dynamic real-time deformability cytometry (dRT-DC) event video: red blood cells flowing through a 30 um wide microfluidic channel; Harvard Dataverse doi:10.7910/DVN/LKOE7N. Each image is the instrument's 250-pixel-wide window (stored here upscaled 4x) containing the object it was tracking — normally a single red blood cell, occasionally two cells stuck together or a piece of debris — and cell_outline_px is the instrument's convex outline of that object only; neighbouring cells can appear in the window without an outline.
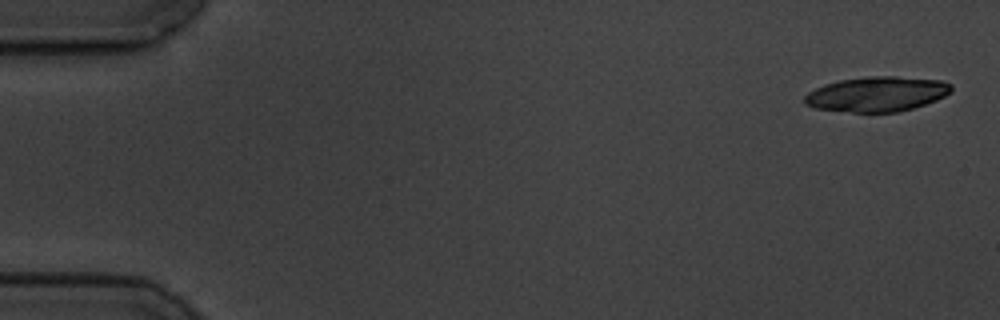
{"species": "common noctule bat (a hibernating species)", "species_latin": "Nyctalus noctula", "temperature_condition": "cold", "stored_images_in_passage": 5, "camera_frame_rate_fps": 3000, "um_per_image_px": 0.085, "animal": {"sex": "male", "body_mass_g": 19.5, "forearm_length_mm": 54.6}, "frame": {"image": 1, "passage_image": 1, "time_ms": 0.0, "image_size_px": [1000, 320], "cell_outline_px": [[952, 92], [936, 100], [912, 108], [896, 112], [852, 112], [816, 108], [804, 104], [804, 96], [808, 92], [824, 84], [840, 80], [864, 76], [896, 76], [944, 80], [952, 84]], "centroid_in_image_um": [74.56, 7.98], "position_along_channel_um": 10.4, "area_um2": 30.0}}